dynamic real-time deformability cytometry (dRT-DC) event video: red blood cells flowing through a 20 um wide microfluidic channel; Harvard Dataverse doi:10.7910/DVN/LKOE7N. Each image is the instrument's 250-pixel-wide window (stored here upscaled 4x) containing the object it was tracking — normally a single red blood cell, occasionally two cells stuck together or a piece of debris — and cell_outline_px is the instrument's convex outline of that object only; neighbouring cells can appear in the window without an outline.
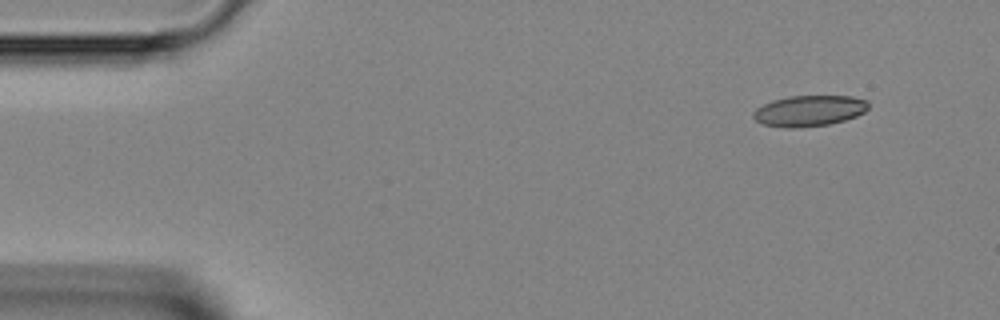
{"species": "Egyptian fruit bat (a non-hibernating species)", "species_latin": "Rousettus aegyptiacus", "temperature_condition": "room temperature", "stored_images_in_passage": 42, "camera_frame_rate_fps": 3000, "um_per_image_px": 0.085, "animal": {"sex": "female"}, "frame": {"image": 1, "passage_image": 1, "time_ms": 0.0, "image_size_px": [1000, 320], "cell_outline_px": [[868, 108], [864, 112], [856, 116], [844, 120], [828, 124], [792, 128], [784, 128], [764, 124], [756, 120], [752, 116], [752, 112], [756, 108], [772, 100], [788, 96], [852, 96], [868, 100]], "centroid_in_image_um": [68.77, 9.41], "position_along_channel_um": 16.2, "area_um2": 20.69}}
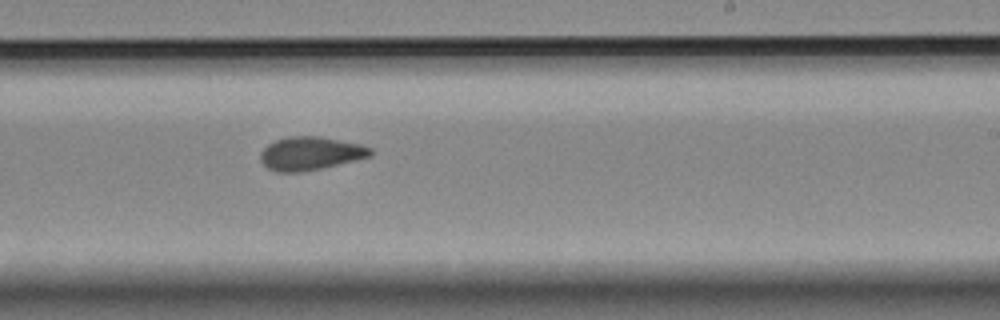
{"frame": {"image": 2, "passage_image": 24, "time_ms": 7.667, "image_size_px": [1000, 320], "cell_outline_px": [[372, 156], [324, 168], [300, 172], [276, 172], [268, 168], [260, 160], [260, 152], [268, 144], [276, 140], [288, 136], [320, 136], [360, 144], [372, 148]], "centroid_in_image_um": [26.39, 13.04], "position_along_channel_um": 262.6, "area_um2": 21.5}}
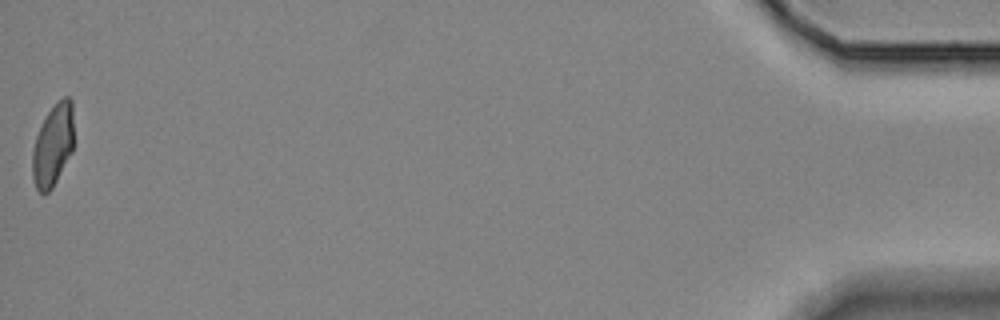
{"frame": {"image": 3, "passage_image": 42, "time_ms": 13.667, "image_size_px": [1000, 320], "cell_outline_px": [[72, 152], [52, 188], [48, 192], [40, 192], [36, 188], [32, 176], [32, 152], [36, 136], [48, 112], [56, 100], [64, 96], [68, 96], [72, 100]], "centroid_in_image_um": [4.49, 12.32], "position_along_channel_um": 430.7, "area_um2": 19.59}}